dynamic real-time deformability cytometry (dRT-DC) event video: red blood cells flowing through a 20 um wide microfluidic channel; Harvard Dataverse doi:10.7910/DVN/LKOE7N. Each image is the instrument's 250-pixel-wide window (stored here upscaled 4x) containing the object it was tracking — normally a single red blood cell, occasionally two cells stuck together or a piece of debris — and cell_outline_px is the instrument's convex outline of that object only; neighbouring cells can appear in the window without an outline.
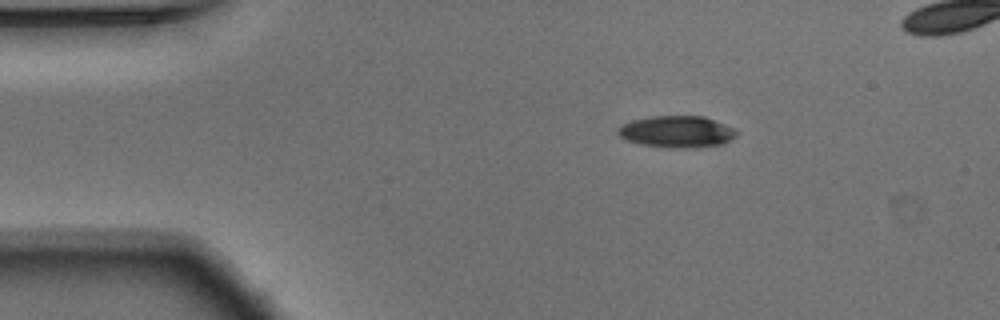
{"species": "Egyptian fruit bat (a non-hibernating species)", "species_latin": "Rousettus aegyptiacus", "temperature_condition": "warm", "stored_images_in_passage": 43, "camera_frame_rate_fps": 3000, "um_per_image_px": 0.085, "animal": {"sex": "male"}, "frame": {"image": 1, "passage_image": 1, "time_ms": 0.0, "image_size_px": [1000, 320], "cell_outline_px": [[740, 132], [736, 136], [724, 144], [684, 148], [676, 148], [640, 144], [624, 140], [616, 132], [616, 128], [620, 124], [632, 120], [648, 116], [704, 116], [724, 124]], "centroid_in_image_um": [57.48, 11.19], "position_along_channel_um": 27.5, "area_um2": 22.08}}
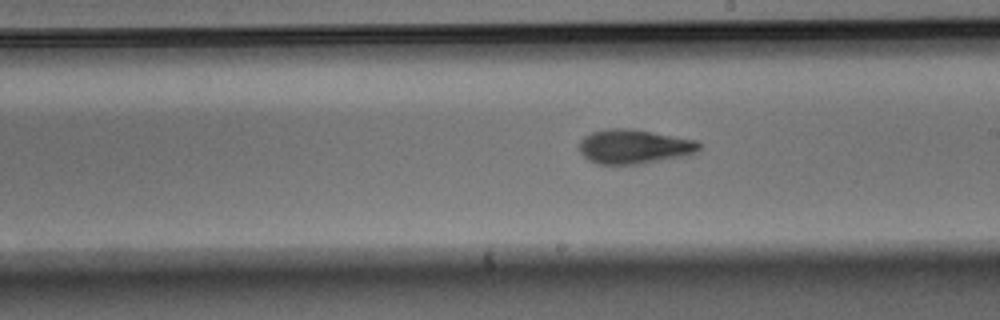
{"frame": {"image": 2, "passage_image": 22, "time_ms": 7.0, "image_size_px": [1000, 320], "cell_outline_px": [[700, 152], [688, 156], [640, 164], [596, 164], [588, 160], [580, 152], [580, 140], [584, 136], [592, 132], [608, 128], [632, 128], [696, 140], [700, 144]], "centroid_in_image_um": [53.93, 12.46], "position_along_channel_um": 235.1, "area_um2": 24.33}}
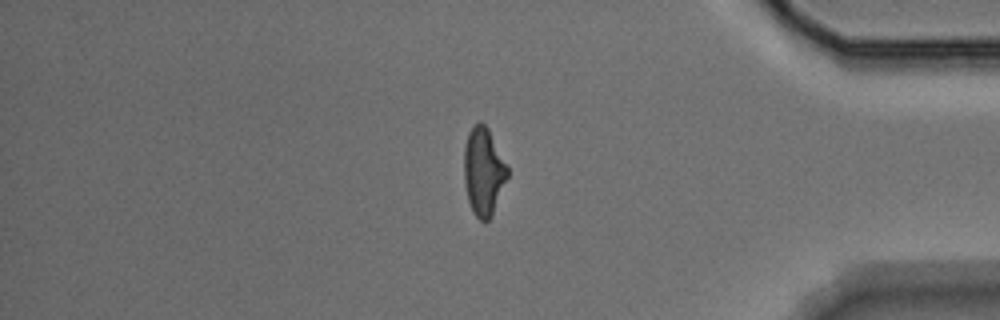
{"frame": {"image": 3, "passage_image": 37, "time_ms": 12.0, "image_size_px": [1000, 320], "cell_outline_px": [[508, 176], [492, 216], [488, 220], [480, 220], [472, 212], [468, 200], [464, 184], [464, 144], [468, 132], [480, 120], [488, 128], [508, 168]], "centroid_in_image_um": [41.08, 14.58], "position_along_channel_um": 394.1, "area_um2": 22.2}, "authors_computed_cell_mechanics": {"area_um2": 23.1778, "velocity_mm_per_s": 3.7526, "shape_relaxation_time_tau1_ms": 5.1502, "shape_relaxation_time_tau2_ms": 3.3942, "deformation_change_tau1": 0.1865, "deformation_change_tau2": 0.1191}}